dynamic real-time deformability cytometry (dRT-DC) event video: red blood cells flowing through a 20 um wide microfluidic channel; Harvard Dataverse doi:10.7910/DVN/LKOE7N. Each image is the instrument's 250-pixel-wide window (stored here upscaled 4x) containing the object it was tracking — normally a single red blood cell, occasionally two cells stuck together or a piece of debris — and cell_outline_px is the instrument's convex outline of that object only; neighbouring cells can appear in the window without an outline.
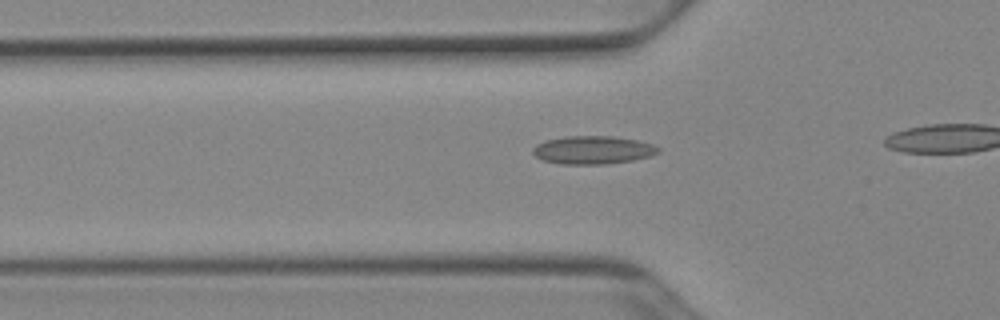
{"species": "Egyptian fruit bat (a non-hibernating species)", "species_latin": "Rousettus aegyptiacus", "temperature_condition": "cold", "stored_images_in_passage": 31, "camera_frame_rate_fps": 3000, "um_per_image_px": 0.085, "animal": {"sex": "female"}, "frame": {"image": 1, "passage_image": 7, "time_ms": 2.0, "image_size_px": [1000, 320], "cell_outline_px": [[660, 152], [652, 156], [632, 160], [604, 164], [560, 164], [544, 160], [536, 156], [532, 152], [532, 148], [536, 144], [544, 140], [564, 136], [612, 136], [636, 140], [652, 144], [660, 148]], "centroid_in_image_um": [50.38, 12.74], "position_along_channel_um": 75.4, "area_um2": 20.63}}
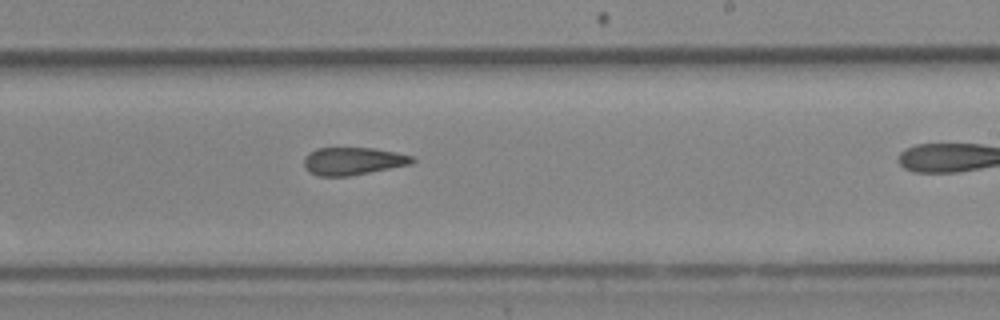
{"frame": {"image": 2, "passage_image": 21, "time_ms": 6.667, "image_size_px": [1000, 320], "cell_outline_px": [[416, 160], [412, 164], [348, 176], [316, 176], [304, 168], [304, 156], [308, 152], [316, 148], [372, 148], [396, 152], [412, 156]], "centroid_in_image_um": [29.97, 13.69], "position_along_channel_um": 259.0, "area_um2": 17.51}}
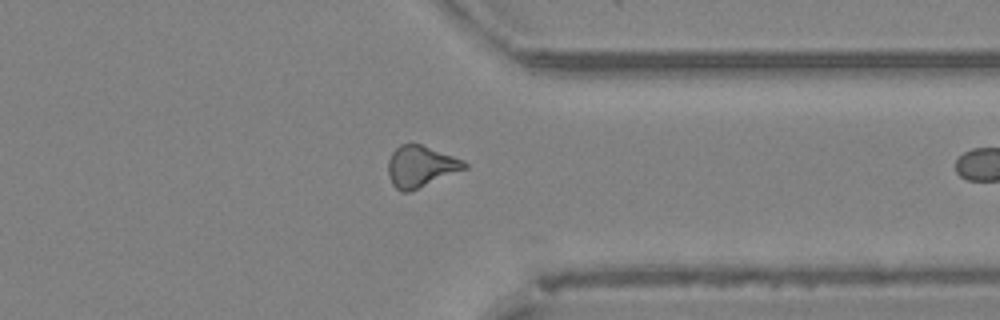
{"frame": {"image": 3, "passage_image": 30, "time_ms": 9.667, "image_size_px": [1000, 320], "cell_outline_px": [[468, 168], [408, 192], [400, 192], [392, 184], [388, 176], [388, 160], [392, 152], [400, 144], [420, 144], [464, 160], [468, 164]], "centroid_in_image_um": [35.75, 14.15], "position_along_channel_um": 375.7, "area_um2": 18.32}}